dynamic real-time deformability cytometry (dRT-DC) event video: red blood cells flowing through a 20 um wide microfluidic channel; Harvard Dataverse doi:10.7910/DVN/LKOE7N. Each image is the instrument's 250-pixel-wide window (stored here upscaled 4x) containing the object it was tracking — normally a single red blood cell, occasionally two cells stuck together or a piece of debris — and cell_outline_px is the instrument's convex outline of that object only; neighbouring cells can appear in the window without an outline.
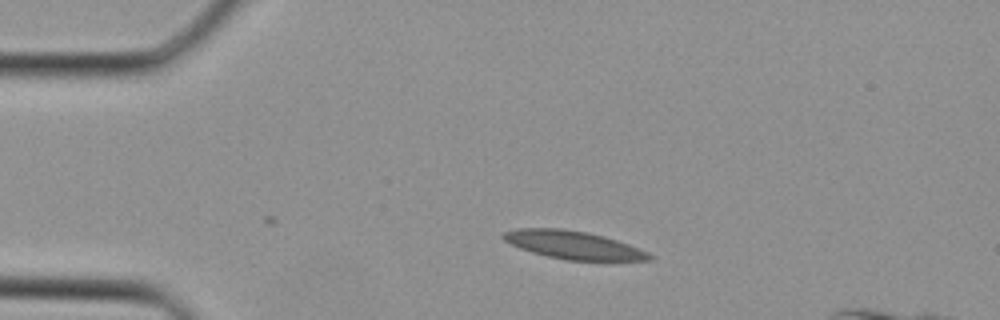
{"species": "Egyptian fruit bat (a non-hibernating species)", "species_latin": "Rousettus aegyptiacus", "temperature_condition": "cold", "stored_images_in_passage": 28, "camera_frame_rate_fps": 3000, "um_per_image_px": 0.085, "animal": {"sex": "female"}, "frame": {"image": 1, "passage_image": 1, "time_ms": 0.0, "image_size_px": [1000, 320], "cell_outline_px": [[652, 260], [568, 260], [548, 256], [532, 252], [520, 248], [504, 240], [500, 236], [504, 232], [516, 228], [560, 228], [588, 232], [604, 236], [628, 244], [648, 252], [652, 256]], "centroid_in_image_um": [48.7, 20.81], "position_along_channel_um": 36.3, "area_um2": 23.64}}
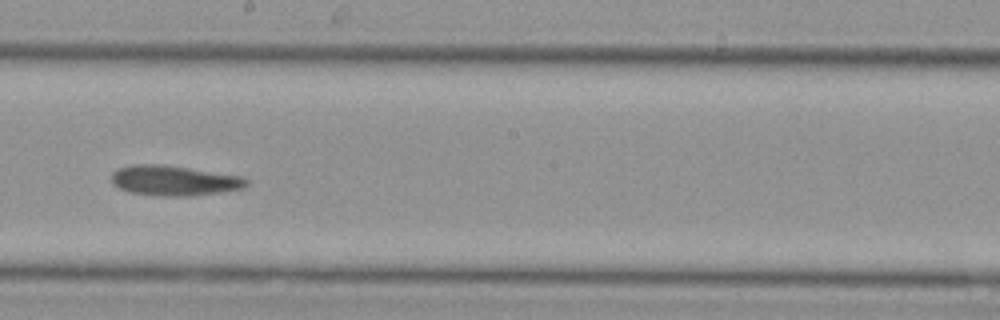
{"frame": {"image": 2, "passage_image": 14, "time_ms": 4.333, "image_size_px": [1000, 320], "cell_outline_px": [[248, 184], [240, 188], [216, 192], [184, 196], [180, 196], [128, 192], [112, 184], [112, 172], [120, 168], [132, 164], [164, 164], [244, 176], [248, 180]], "centroid_in_image_um": [14.78, 15.31], "position_along_channel_um": 233.4, "area_um2": 23.29}}
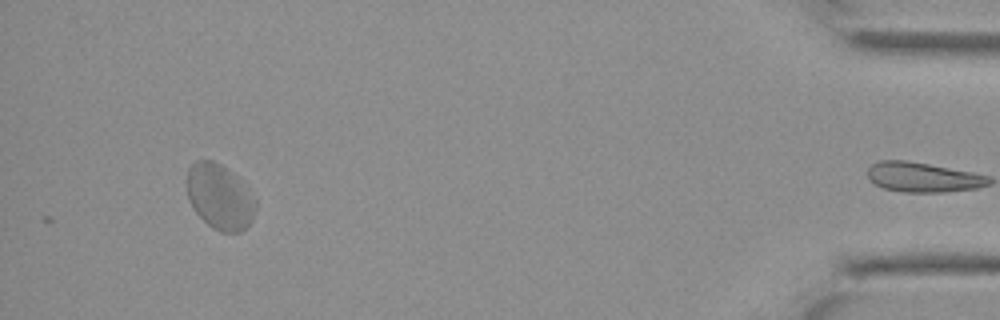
{"frame": {"image": 3, "passage_image": 28, "time_ms": 9.0, "image_size_px": [1000, 320], "cell_outline_px": [[256, 208], [252, 220], [240, 232], [220, 232], [212, 228], [196, 212], [188, 200], [188, 168], [196, 160], [212, 160], [220, 164], [232, 172], [256, 200]], "centroid_in_image_um": [18.67, 16.73], "position_along_channel_um": 416.5, "area_um2": 25.78}}